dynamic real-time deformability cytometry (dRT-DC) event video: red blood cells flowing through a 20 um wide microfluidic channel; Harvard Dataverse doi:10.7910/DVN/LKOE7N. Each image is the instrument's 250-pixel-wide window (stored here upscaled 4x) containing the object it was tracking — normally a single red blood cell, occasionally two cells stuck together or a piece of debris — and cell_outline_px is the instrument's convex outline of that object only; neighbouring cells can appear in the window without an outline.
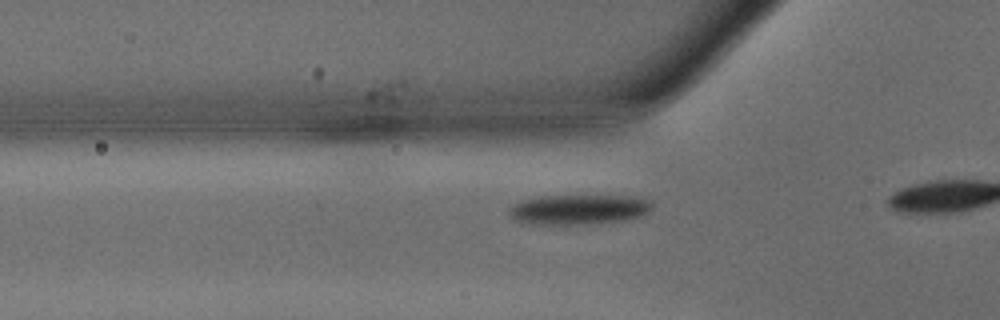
{"species": "common noctule bat (a hibernating species)", "species_latin": "Nyctalus noctula", "temperature_condition": "warm", "stored_images_in_passage": 17, "camera_frame_rate_fps": 3000, "um_per_image_px": 0.085, "animal": {"sex": "male", "body_mass_g": 15.6}, "frame": {"image": 1, "passage_image": 12, "time_ms": 3.667, "image_size_px": [1000, 320], "cell_outline_px": [[652, 208], [648, 212], [640, 216], [624, 220], [588, 224], [540, 224], [516, 220], [508, 212], [508, 208], [520, 200], [540, 196], [628, 196], [648, 200], [652, 204]], "centroid_in_image_um": [49.18, 17.8], "position_along_channel_um": 76.6, "area_um2": 24.68}}
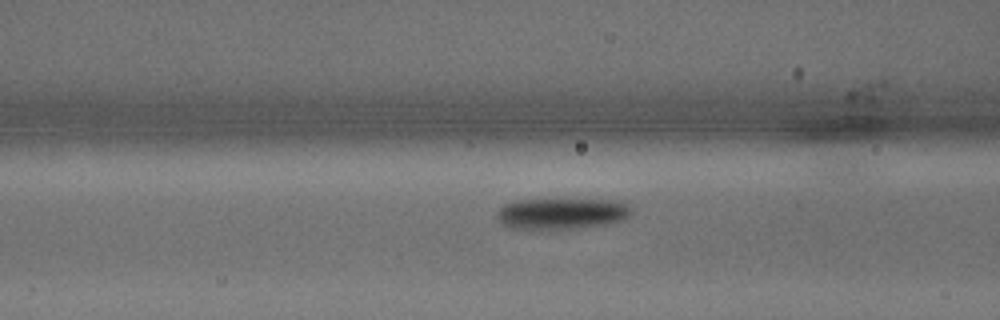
{"frame": {"image": 2, "passage_image": 15, "time_ms": 4.667, "image_size_px": [1000, 320], "cell_outline_px": [[632, 212], [624, 220], [604, 224], [576, 228], [512, 228], [504, 224], [496, 216], [496, 212], [504, 204], [516, 200], [620, 200], [632, 208]], "centroid_in_image_um": [47.77, 18.14], "position_along_channel_um": 118.8, "area_um2": 23.99}}